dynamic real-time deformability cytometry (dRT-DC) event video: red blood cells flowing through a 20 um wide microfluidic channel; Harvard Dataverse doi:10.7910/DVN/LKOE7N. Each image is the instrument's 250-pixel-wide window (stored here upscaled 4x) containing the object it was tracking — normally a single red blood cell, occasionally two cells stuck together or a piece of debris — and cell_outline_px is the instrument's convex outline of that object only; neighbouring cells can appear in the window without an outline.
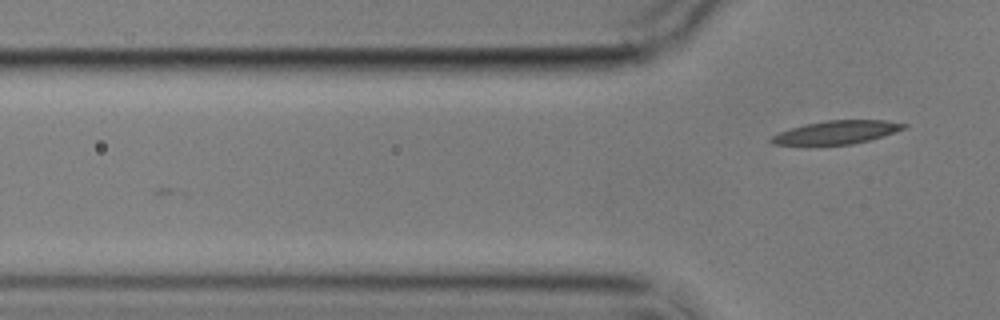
{"species": "common noctule bat (a hibernating species)", "species_latin": "Nyctalus noctula", "temperature_condition": "cold", "stored_images_in_passage": 6, "camera_frame_rate_fps": 3000, "um_per_image_px": 0.085, "animal": {"sex": "male", "body_mass_g": 17.9}, "frame": {"image": 1, "passage_image": 6, "time_ms": 6.0, "image_size_px": [1000, 320], "cell_outline_px": [[908, 124], [904, 128], [884, 136], [852, 144], [772, 144], [768, 140], [772, 136], [780, 132], [804, 124], [828, 120], [884, 120]], "centroid_in_image_um": [71.12, 11.23], "position_along_channel_um": 54.7, "area_um2": 17.63}}